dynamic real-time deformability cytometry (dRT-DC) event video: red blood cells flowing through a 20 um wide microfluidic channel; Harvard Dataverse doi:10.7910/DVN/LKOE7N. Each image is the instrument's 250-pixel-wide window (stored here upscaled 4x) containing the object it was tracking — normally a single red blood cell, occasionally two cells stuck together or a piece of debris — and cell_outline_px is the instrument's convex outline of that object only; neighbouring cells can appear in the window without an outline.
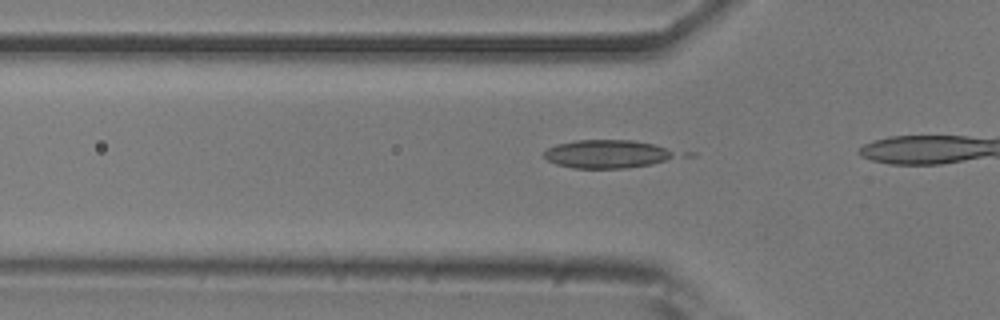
{"species": "common noctule bat (a hibernating species)", "species_latin": "Nyctalus noctula", "temperature_condition": "room temperature", "stored_images_in_passage": 13, "camera_frame_rate_fps": 3000, "um_per_image_px": 0.085, "animal": {"sex": "male", "body_mass_g": 20.5, "forearm_length_mm": 52.5}, "frame": {"image": 1, "passage_image": 11, "time_ms": 3.333, "image_size_px": [1000, 320], "cell_outline_px": [[672, 156], [664, 160], [652, 164], [624, 168], [572, 168], [556, 164], [548, 160], [544, 156], [544, 152], [548, 148], [556, 144], [576, 140], [632, 140], [652, 144], [664, 148], [672, 152]], "centroid_in_image_um": [51.49, 13.09], "position_along_channel_um": 74.3, "area_um2": 21.21}}